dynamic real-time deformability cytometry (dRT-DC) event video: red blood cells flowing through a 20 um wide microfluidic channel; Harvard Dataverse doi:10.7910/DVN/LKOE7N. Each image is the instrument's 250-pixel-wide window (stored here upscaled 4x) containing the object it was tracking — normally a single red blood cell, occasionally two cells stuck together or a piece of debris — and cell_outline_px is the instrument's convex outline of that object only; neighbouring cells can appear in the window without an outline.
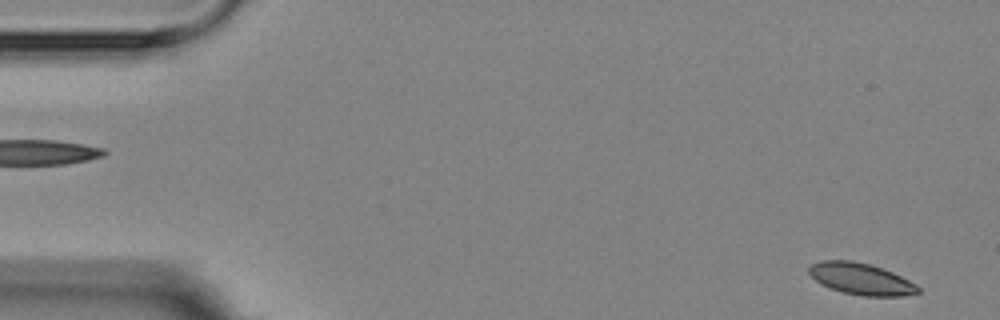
{"species": "Egyptian fruit bat (a non-hibernating species)", "species_latin": "Rousettus aegyptiacus", "temperature_condition": "room temperature", "stored_images_in_passage": 2, "segment_of_instrument_passage": [2, 2], "camera_frame_rate_fps": 3000, "um_per_image_px": 0.085, "animal": {"sex": "female"}, "frame": {"image": 1, "passage_image": 2, "time_ms": 1.333, "image_size_px": [1000, 320], "cell_outline_px": [[920, 292], [900, 296], [864, 296], [844, 292], [820, 284], [808, 272], [808, 268], [812, 264], [820, 260], [852, 260], [868, 264], [892, 272], [916, 284], [920, 288]], "centroid_in_image_um": [73.17, 23.7], "position_along_channel_um": 11.8, "area_um2": 19.83}}